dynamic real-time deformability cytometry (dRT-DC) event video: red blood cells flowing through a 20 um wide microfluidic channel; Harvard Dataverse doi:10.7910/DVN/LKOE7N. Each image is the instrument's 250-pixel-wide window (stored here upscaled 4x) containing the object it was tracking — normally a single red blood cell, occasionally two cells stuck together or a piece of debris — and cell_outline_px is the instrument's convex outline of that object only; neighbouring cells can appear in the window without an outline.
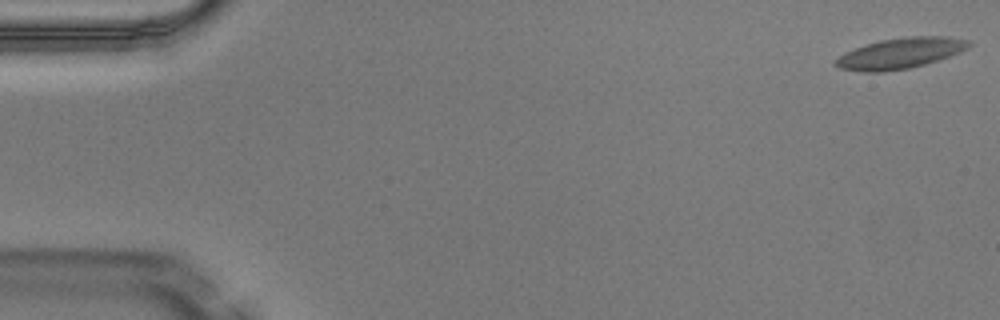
{"species": "Egyptian fruit bat (a non-hibernating species)", "species_latin": "Rousettus aegyptiacus", "temperature_condition": "warm", "stored_images_in_passage": 4, "camera_frame_rate_fps": 3000, "um_per_image_px": 0.085, "animal": {"sex": "male"}, "frame": {"image": 1, "passage_image": 1, "time_ms": 0.0, "image_size_px": [1000, 320], "cell_outline_px": [[972, 44], [968, 48], [960, 52], [924, 64], [908, 68], [880, 72], [860, 72], [840, 68], [832, 64], [840, 56], [856, 48], [880, 40], [908, 36], [948, 36], [972, 40]], "centroid_in_image_um": [76.57, 4.52], "position_along_channel_um": 8.4, "area_um2": 23.64}}